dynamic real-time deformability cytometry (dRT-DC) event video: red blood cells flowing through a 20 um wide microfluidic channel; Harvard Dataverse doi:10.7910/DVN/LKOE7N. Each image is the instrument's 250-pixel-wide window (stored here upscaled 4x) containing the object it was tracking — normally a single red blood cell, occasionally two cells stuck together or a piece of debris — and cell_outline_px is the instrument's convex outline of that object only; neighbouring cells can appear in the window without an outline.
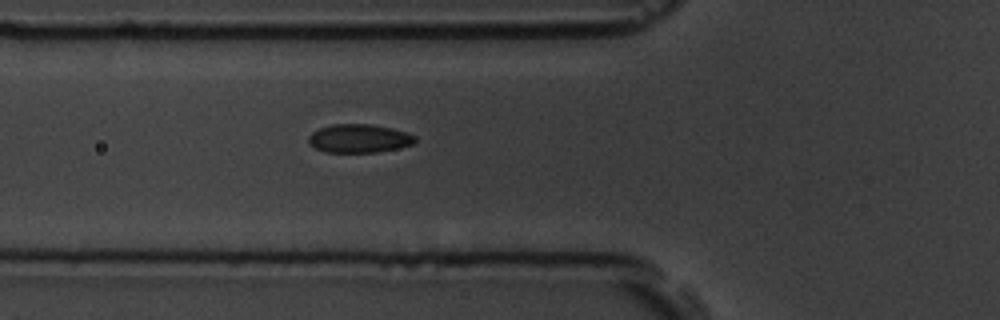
{"species": "common noctule bat (a hibernating species)", "species_latin": "Nyctalus noctula", "temperature_condition": "room temperature", "stored_images_in_passage": 7, "camera_frame_rate_fps": 3000, "um_per_image_px": 0.085, "animal": {"sex": "male", "body_mass_g": 19.5, "forearm_length_mm": 54.6}, "frame": {"image": 1, "passage_image": 7, "time_ms": 2.0, "image_size_px": [1000, 320], "cell_outline_px": [[416, 140], [412, 144], [396, 148], [376, 152], [324, 152], [316, 148], [308, 140], [308, 136], [312, 132], [320, 128], [332, 124], [372, 124], [392, 128], [416, 136]], "centroid_in_image_um": [30.51, 11.76], "position_along_channel_um": 95.3, "area_um2": 17.51}}